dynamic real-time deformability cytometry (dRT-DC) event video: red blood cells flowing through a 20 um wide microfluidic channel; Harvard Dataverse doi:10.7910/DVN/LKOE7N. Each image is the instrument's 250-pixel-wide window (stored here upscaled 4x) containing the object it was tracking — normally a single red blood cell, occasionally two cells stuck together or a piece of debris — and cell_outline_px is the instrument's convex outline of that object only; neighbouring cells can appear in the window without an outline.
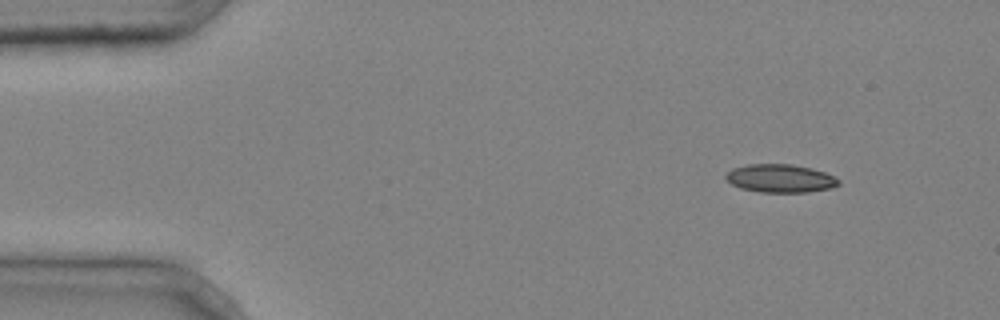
{"species": "common noctule bat (a hibernating species)", "species_latin": "Nyctalus noctula", "temperature_condition": "cold", "stored_images_in_passage": 5, "camera_frame_rate_fps": 3000, "um_per_image_px": 0.085, "animal": {"sex": "male", "body_mass_g": 20.4}, "frame": {"image": 1, "passage_image": 1, "time_ms": 0.0, "image_size_px": [1000, 320], "cell_outline_px": [[840, 184], [832, 188], [808, 192], [760, 192], [740, 188], [732, 184], [724, 176], [732, 168], [748, 164], [792, 164], [812, 168], [836, 176], [840, 180]], "centroid_in_image_um": [66.36, 15.16], "position_along_channel_um": 18.6, "area_um2": 18.67}}